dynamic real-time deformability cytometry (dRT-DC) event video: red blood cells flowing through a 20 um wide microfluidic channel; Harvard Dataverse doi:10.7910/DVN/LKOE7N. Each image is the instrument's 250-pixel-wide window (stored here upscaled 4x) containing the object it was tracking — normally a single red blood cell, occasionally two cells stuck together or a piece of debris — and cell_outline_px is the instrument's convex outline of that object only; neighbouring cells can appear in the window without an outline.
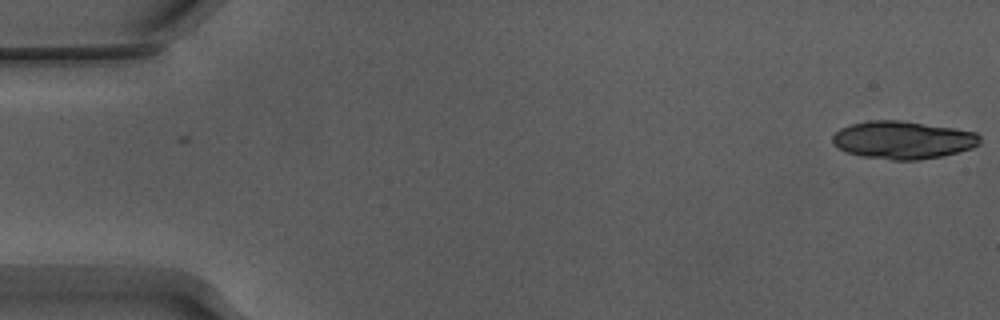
{"species": "Egyptian fruit bat (a non-hibernating species)", "species_latin": "Rousettus aegyptiacus", "temperature_condition": "warm", "stored_images_in_passage": 19, "camera_frame_rate_fps": 3000, "um_per_image_px": 0.085, "animal": {"sex": "male"}, "frame": {"image": 1, "passage_image": 1, "time_ms": 0.0, "image_size_px": [1000, 320], "cell_outline_px": [[980, 144], [972, 148], [940, 156], [916, 160], [892, 160], [864, 156], [848, 152], [832, 144], [832, 136], [840, 128], [852, 124], [868, 120], [900, 120], [952, 128], [976, 132], [980, 136]], "centroid_in_image_um": [76.73, 11.89], "position_along_channel_um": 8.3, "area_um2": 32.19}}